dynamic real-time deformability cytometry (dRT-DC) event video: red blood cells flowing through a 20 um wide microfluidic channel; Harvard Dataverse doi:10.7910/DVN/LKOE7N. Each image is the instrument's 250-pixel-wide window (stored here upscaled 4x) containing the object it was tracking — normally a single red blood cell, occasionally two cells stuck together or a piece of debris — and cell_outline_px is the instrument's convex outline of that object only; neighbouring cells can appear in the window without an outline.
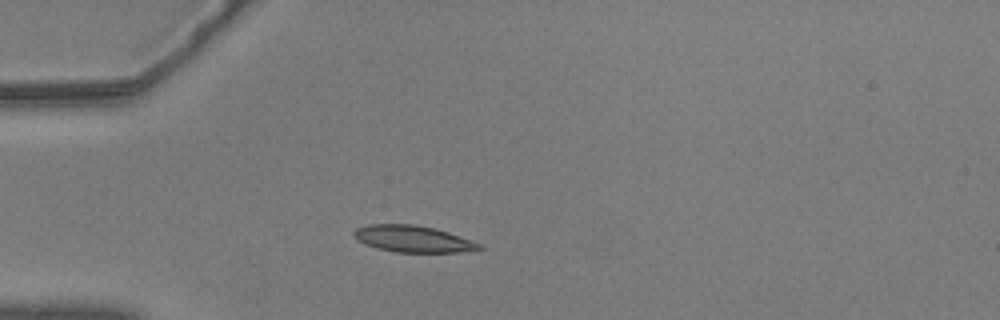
{"species": "common noctule bat (a hibernating species)", "species_latin": "Nyctalus noctula", "temperature_condition": "warm", "stored_images_in_passage": 41, "camera_frame_rate_fps": 3000, "um_per_image_px": 0.085, "animal": {"sex": "male", "body_mass_g": 20.5, "forearm_length_mm": 52.5}, "frame": {"image": 1, "passage_image": 1, "time_ms": 0.0, "image_size_px": [1000, 320], "cell_outline_px": [[484, 248], [460, 252], [396, 252], [376, 248], [364, 244], [356, 240], [352, 232], [356, 228], [368, 224], [416, 224], [436, 228], [448, 232], [480, 244]], "centroid_in_image_um": [35.04, 20.3], "position_along_channel_um": 50.0, "area_um2": 19.48}}
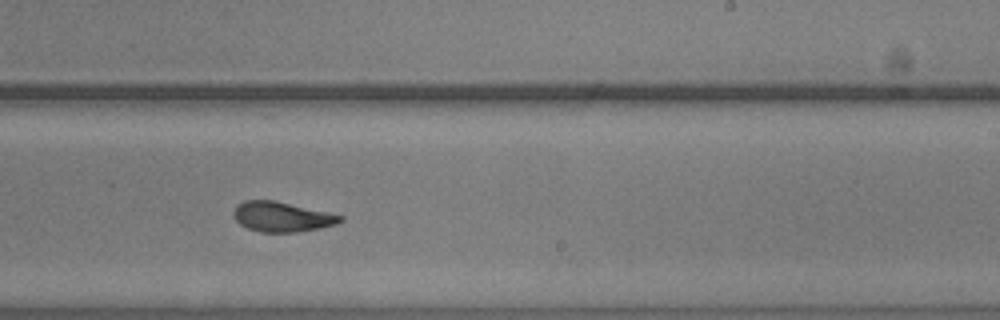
{"frame": {"image": 2, "passage_image": 20, "time_ms": 6.333, "image_size_px": [1000, 320], "cell_outline_px": [[344, 220], [336, 224], [320, 228], [296, 232], [260, 232], [248, 228], [240, 224], [232, 216], [232, 212], [244, 200], [272, 200], [328, 212], [344, 216]], "centroid_in_image_um": [23.97, 18.43], "position_along_channel_um": 265.0, "area_um2": 18.5}}
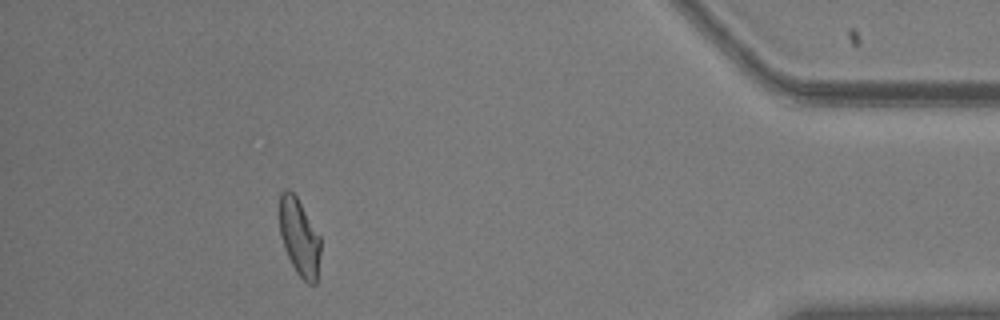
{"frame": {"image": 3, "passage_image": 36, "time_ms": 11.667, "image_size_px": [1000, 320], "cell_outline_px": [[320, 252], [316, 284], [308, 284], [296, 272], [284, 248], [280, 236], [280, 192], [284, 188], [288, 188], [296, 196], [320, 236]], "centroid_in_image_um": [25.44, 20.16], "position_along_channel_um": 409.8, "area_um2": 18.32}, "authors_computed_cell_mechanics": {"area_um2": 19.0162, "velocity_mm_per_s": 3.6397, "shape_relaxation_time_tau1_ms": 3.4959, "shape_relaxation_time_tau2_ms": 2.311, "deformation_change_tau1": 0.149, "deformation_change_tau2": 0.0776}}